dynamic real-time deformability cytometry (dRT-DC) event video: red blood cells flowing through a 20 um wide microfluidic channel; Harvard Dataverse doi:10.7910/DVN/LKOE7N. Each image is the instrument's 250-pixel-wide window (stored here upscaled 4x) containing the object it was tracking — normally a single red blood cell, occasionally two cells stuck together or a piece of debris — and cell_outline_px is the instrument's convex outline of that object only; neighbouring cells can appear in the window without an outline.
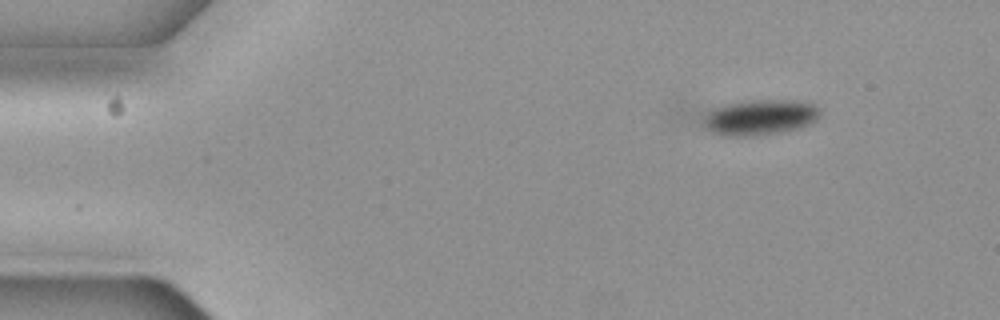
{"species": "common noctule bat (a hibernating species)", "species_latin": "Nyctalus noctula", "temperature_condition": "cold", "stored_images_in_passage": 7, "camera_frame_rate_fps": 3000, "um_per_image_px": 0.085, "animal": {"sex": "female", "body_mass_g": 19.3, "forearm_length_mm": 54.1}, "frame": {"image": 1, "passage_image": 1, "time_ms": 0.0, "image_size_px": [1000, 320], "cell_outline_px": [[820, 116], [816, 120], [792, 128], [776, 132], [748, 136], [732, 136], [712, 132], [704, 128], [688, 116], [676, 104], [752, 100], [808, 100], [820, 112]], "centroid_in_image_um": [63.84, 9.85], "position_along_channel_um": 21.2, "area_um2": 27.63}}